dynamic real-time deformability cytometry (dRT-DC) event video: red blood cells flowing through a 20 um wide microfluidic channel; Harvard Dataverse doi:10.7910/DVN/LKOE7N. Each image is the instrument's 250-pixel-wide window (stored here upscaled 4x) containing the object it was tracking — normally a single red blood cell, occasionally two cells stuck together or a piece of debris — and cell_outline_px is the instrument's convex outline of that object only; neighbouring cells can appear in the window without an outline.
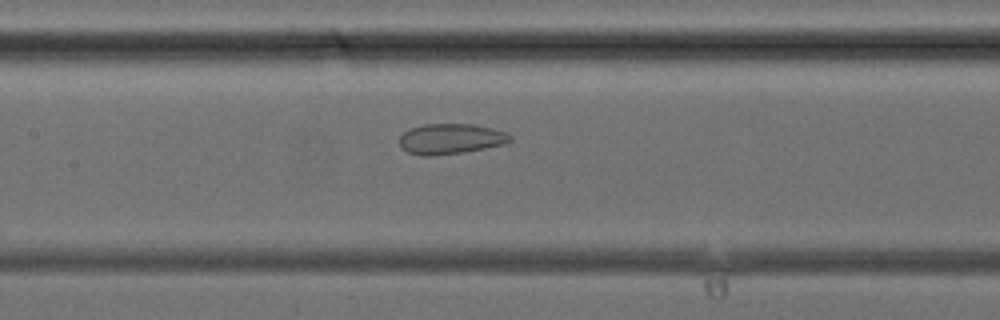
{"species": "common noctule bat (a hibernating species)", "species_latin": "Nyctalus noctula", "temperature_condition": "cold", "stored_images_in_passage": 35, "camera_frame_rate_fps": 3000, "um_per_image_px": 0.085, "animal": {"sex": "female", "body_mass_g": 24.6, "forearm_length_mm": 56.2}, "frame": {"image": 1, "passage_image": 18, "time_ms": 5.667, "image_size_px": [1000, 320], "cell_outline_px": [[512, 140], [504, 144], [464, 152], [428, 156], [424, 156], [408, 152], [400, 144], [400, 136], [404, 132], [412, 128], [424, 124], [472, 124], [492, 128], [508, 132], [512, 136]], "centroid_in_image_um": [38.35, 11.79], "position_along_channel_um": 169.1, "area_um2": 19.48}}
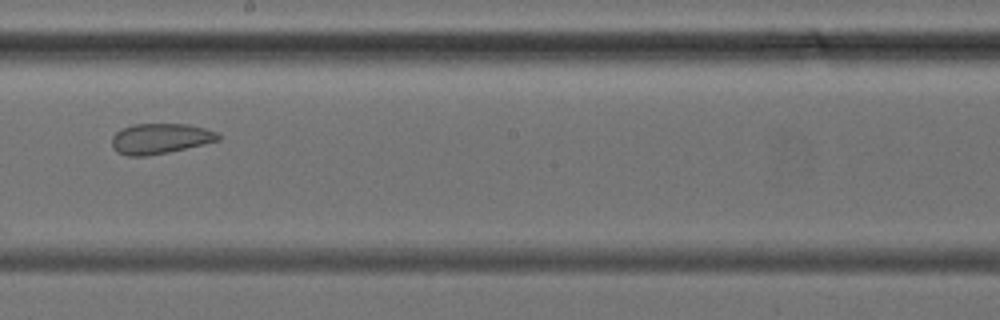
{"frame": {"image": 2, "passage_image": 22, "time_ms": 7.0, "image_size_px": [1000, 320], "cell_outline_px": [[220, 140], [168, 152], [144, 156], [128, 156], [116, 152], [112, 148], [112, 136], [120, 128], [136, 124], [188, 124], [204, 128], [216, 132], [220, 136]], "centroid_in_image_um": [13.57, 11.78], "position_along_channel_um": 234.6, "area_um2": 18.79}}
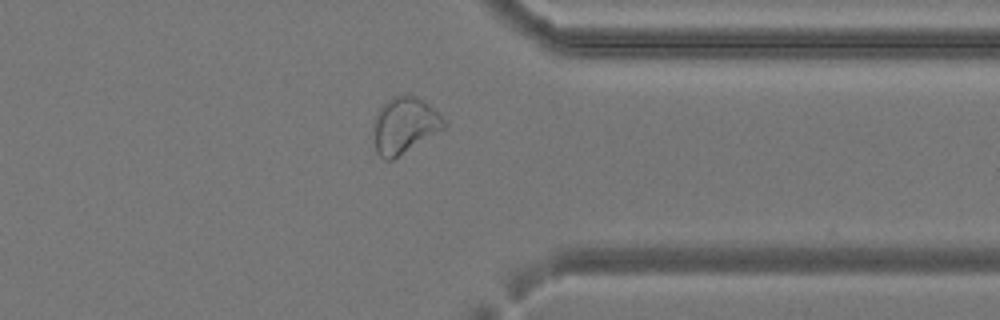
{"frame": {"image": 3, "passage_image": 31, "time_ms": 10.0, "image_size_px": [1000, 320], "cell_outline_px": [[448, 124], [444, 128], [392, 160], [384, 160], [376, 152], [372, 128], [372, 120], [376, 112], [392, 96], [416, 96], [424, 100]], "centroid_in_image_um": [34.33, 10.66], "position_along_channel_um": 377.1, "area_um2": 22.95}}